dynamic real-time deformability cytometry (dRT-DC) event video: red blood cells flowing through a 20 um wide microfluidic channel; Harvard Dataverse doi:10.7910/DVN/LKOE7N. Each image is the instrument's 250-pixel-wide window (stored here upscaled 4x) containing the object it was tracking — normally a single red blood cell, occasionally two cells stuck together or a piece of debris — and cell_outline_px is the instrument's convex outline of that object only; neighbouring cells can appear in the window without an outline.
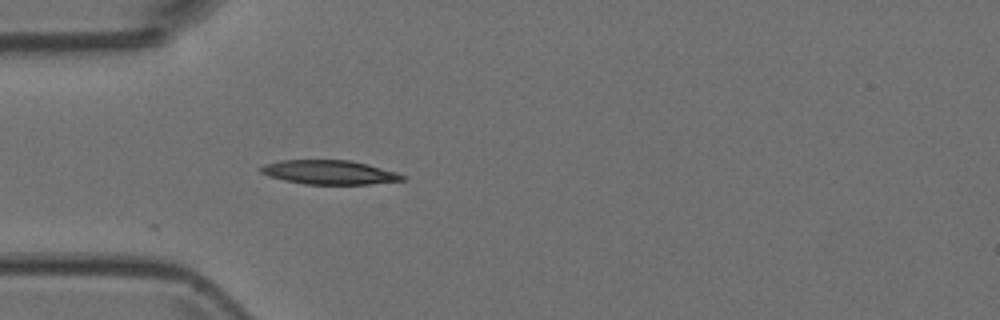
{"species": "Egyptian fruit bat (a non-hibernating species)", "species_latin": "Rousettus aegyptiacus", "temperature_condition": "room temperature", "stored_images_in_passage": 4, "camera_frame_rate_fps": 3000, "um_per_image_px": 0.085, "animal": {"sex": "female"}, "frame": {"image": 1, "passage_image": 4, "time_ms": 1.0, "image_size_px": [1000, 320], "cell_outline_px": [[404, 180], [368, 184], [304, 184], [284, 180], [268, 176], [260, 172], [256, 168], [264, 164], [280, 160], [348, 160], [368, 164], [396, 172], [404, 176]], "centroid_in_image_um": [27.92, 14.64], "position_along_channel_um": 57.1, "area_um2": 19.88}}